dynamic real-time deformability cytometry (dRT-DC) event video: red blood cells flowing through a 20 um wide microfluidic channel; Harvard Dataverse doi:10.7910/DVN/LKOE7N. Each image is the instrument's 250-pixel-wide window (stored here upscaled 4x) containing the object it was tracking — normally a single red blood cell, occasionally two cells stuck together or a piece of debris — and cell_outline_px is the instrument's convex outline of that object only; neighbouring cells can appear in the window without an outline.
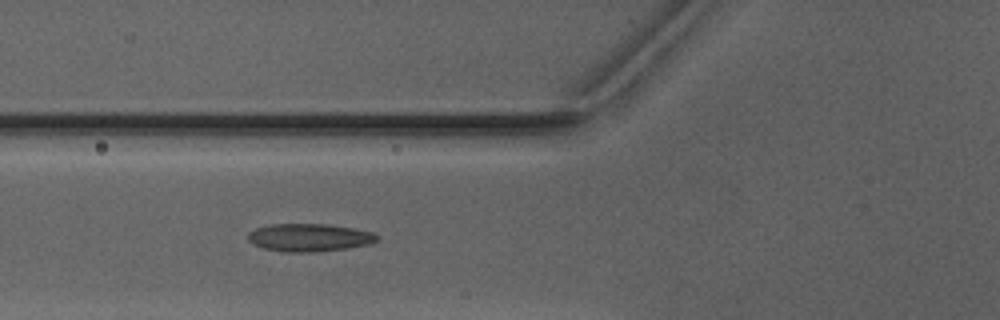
{"species": "Egyptian fruit bat (a non-hibernating species)", "species_latin": "Rousettus aegyptiacus", "temperature_condition": "warm", "stored_images_in_passage": 6, "camera_frame_rate_fps": 3000, "um_per_image_px": 0.085, "animal": {"sex": "male"}, "frame": {"image": 1, "passage_image": 6, "time_ms": 6.0, "image_size_px": [1000, 320], "cell_outline_px": [[380, 240], [372, 244], [348, 248], [312, 252], [284, 252], [264, 248], [252, 244], [248, 240], [248, 232], [256, 228], [272, 224], [328, 224], [352, 228], [372, 232], [380, 236]], "centroid_in_image_um": [26.32, 20.19], "position_along_channel_um": 99.5, "area_um2": 21.1}}